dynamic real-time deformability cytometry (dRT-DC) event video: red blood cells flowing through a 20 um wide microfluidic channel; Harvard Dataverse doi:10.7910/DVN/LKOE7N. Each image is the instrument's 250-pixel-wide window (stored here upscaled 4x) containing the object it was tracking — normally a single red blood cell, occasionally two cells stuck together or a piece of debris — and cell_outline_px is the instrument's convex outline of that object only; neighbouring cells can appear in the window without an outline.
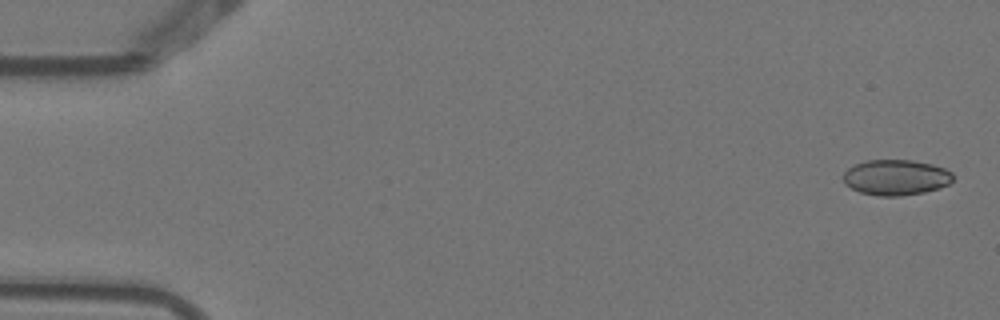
{"species": "Egyptian fruit bat (a non-hibernating species)", "species_latin": "Rousettus aegyptiacus", "temperature_condition": "warm", "stored_images_in_passage": 6, "segment_of_instrument_passage": [2, 2], "camera_frame_rate_fps": 3000, "um_per_image_px": 0.085, "animal": {"sex": "female"}, "frame": {"image": 1, "passage_image": 6, "time_ms": 1.667, "image_size_px": [1000, 320], "cell_outline_px": [[952, 180], [948, 184], [940, 188], [924, 192], [900, 196], [880, 196], [860, 192], [844, 184], [844, 172], [852, 164], [868, 160], [912, 160], [932, 164], [944, 168], [952, 172]], "centroid_in_image_um": [76.14, 15.07], "position_along_channel_um": 8.9, "area_um2": 22.77}}